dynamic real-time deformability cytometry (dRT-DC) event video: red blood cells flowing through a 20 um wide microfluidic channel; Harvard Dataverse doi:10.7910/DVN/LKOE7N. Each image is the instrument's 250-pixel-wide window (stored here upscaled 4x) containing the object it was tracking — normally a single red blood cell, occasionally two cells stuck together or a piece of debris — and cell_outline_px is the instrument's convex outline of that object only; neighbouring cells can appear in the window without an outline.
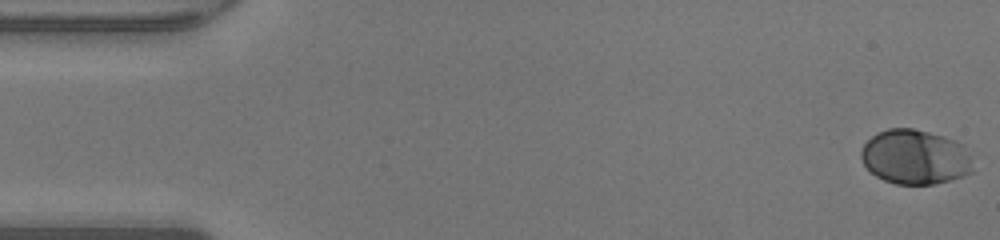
{"species": "human", "species_latin": "Homo sapiens", "temperature_condition": "warm", "stored_images_in_passage": 48, "camera_frame_rate_fps": 3000, "um_per_image_px": 0.085, "donor": {"sex": "male"}, "frame": {"image": 1, "passage_image": 1, "time_ms": 0.0, "image_size_px": [1000, 240], "cell_outline_px": [[972, 172], [964, 176], [952, 180], [936, 184], [896, 184], [884, 180], [876, 176], [864, 164], [860, 156], [860, 152], [864, 144], [876, 132], [888, 128], [912, 128], [944, 136], [960, 144], [972, 156]], "centroid_in_image_um": [77.78, 13.35], "position_along_channel_um": 7.2, "area_um2": 35.72}}
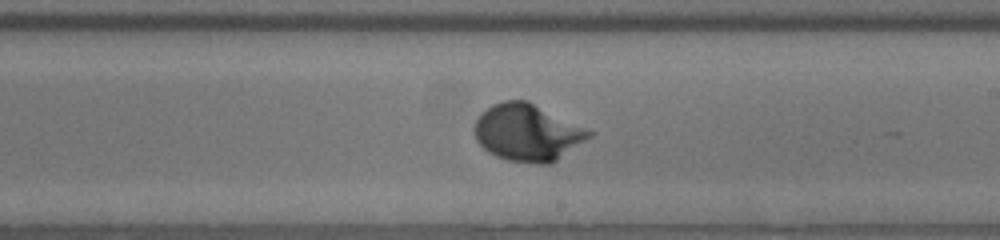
{"frame": {"image": 2, "passage_image": 28, "time_ms": 9.0, "image_size_px": [1000, 240], "cell_outline_px": [[596, 132], [592, 136], [552, 164], [536, 164], [508, 160], [496, 156], [488, 152], [476, 140], [472, 132], [472, 128], [480, 112], [492, 104], [504, 100], [528, 100]], "centroid_in_image_um": [44.83, 11.26], "position_along_channel_um": 244.2, "area_um2": 38.67}}
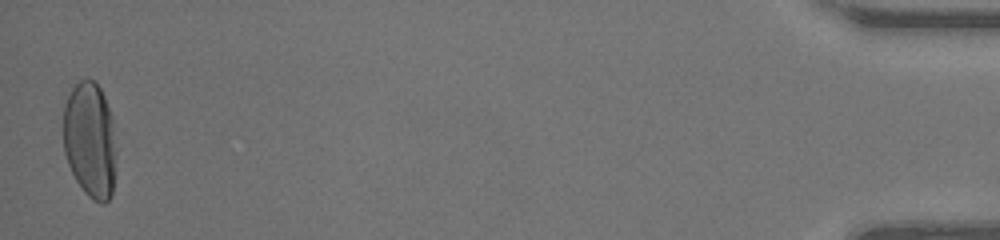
{"frame": {"image": 3, "passage_image": 48, "time_ms": 15.667, "image_size_px": [1000, 240], "cell_outline_px": [[116, 156], [112, 192], [108, 200], [104, 204], [100, 204], [92, 200], [84, 192], [76, 180], [68, 164], [64, 152], [64, 104], [72, 88], [80, 80], [92, 80], [100, 88], [104, 96], [112, 116], [116, 152]], "centroid_in_image_um": [7.66, 11.93], "position_along_channel_um": 427.5, "area_um2": 35.84}, "authors_computed_cell_mechanics": {"area_um2": 35.2869, "velocity_mm_per_s": 4.2781, "shape_relaxation_time_tau1_ms": 2.8213, "shape_relaxation_time_tau2_ms": null, "deformation_change_tau1": 0.1857, "deformation_change_tau2": null}}